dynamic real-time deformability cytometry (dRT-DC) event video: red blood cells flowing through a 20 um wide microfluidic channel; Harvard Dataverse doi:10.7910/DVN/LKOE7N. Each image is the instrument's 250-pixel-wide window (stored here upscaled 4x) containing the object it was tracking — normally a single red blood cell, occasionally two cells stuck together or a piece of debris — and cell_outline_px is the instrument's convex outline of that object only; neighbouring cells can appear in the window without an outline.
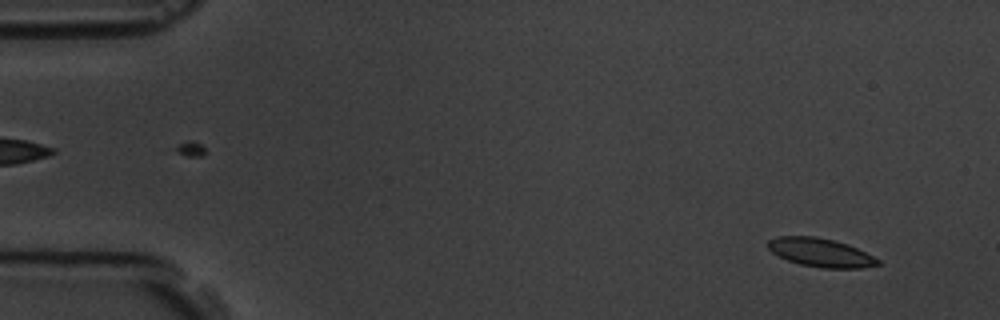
{"species": "common noctule bat (a hibernating species)", "species_latin": "Nyctalus noctula", "temperature_condition": "room temperature", "stored_images_in_passage": 57, "camera_frame_rate_fps": 3000, "um_per_image_px": 0.085, "animal": {"sex": "male", "body_mass_g": 19.5, "forearm_length_mm": 54.6}, "frame": {"image": 1, "passage_image": 4, "time_ms": 1.0, "image_size_px": [1000, 320], "cell_outline_px": [[880, 264], [860, 268], [824, 268], [800, 264], [788, 260], [772, 252], [768, 248], [768, 240], [776, 236], [816, 236], [848, 244], [880, 260]], "centroid_in_image_um": [69.73, 21.46], "position_along_channel_um": 15.3, "area_um2": 18.09}}
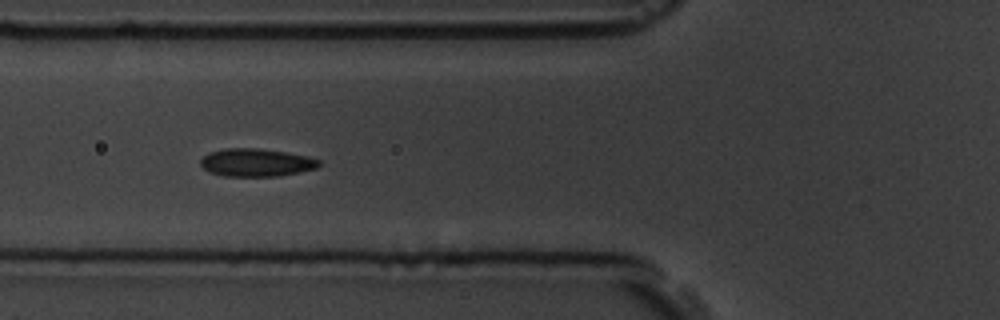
{"frame": {"image": 2, "passage_image": 21, "time_ms": 6.667, "image_size_px": [1000, 320], "cell_outline_px": [[320, 164], [316, 168], [300, 172], [280, 176], [224, 176], [208, 172], [200, 164], [200, 160], [208, 152], [224, 148], [260, 148], [308, 156], [320, 160]], "centroid_in_image_um": [21.76, 13.81], "position_along_channel_um": 104.0, "area_um2": 19.36}}
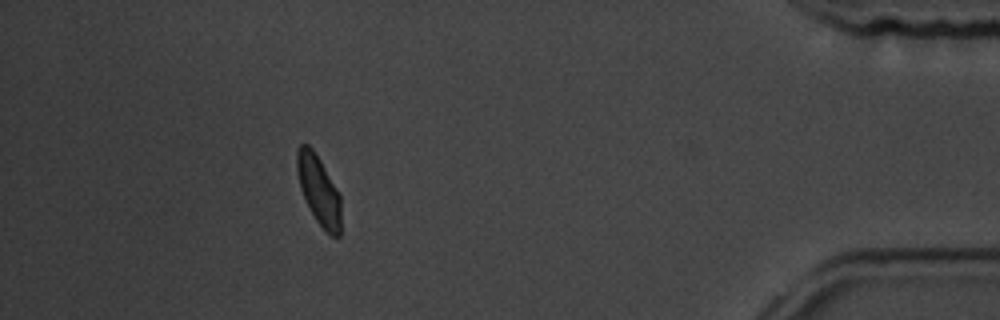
{"frame": {"image": 3, "passage_image": 51, "time_ms": 16.667, "image_size_px": [1000, 320], "cell_outline_px": [[340, 236], [332, 236], [316, 220], [300, 188], [296, 168], [296, 152], [300, 144], [308, 144], [312, 148], [320, 160], [340, 196]], "centroid_in_image_um": [27.07, 16.12], "position_along_channel_um": 408.1, "area_um2": 17.28}, "authors_computed_cell_mechanics": {"area_um2": 18.6116, "velocity_mm_per_s": 3.5757, "shape_relaxation_time_tau1_ms": 2.8099, "shape_relaxation_time_tau2_ms": 1.121, "deformation_change_tau1": 0.0799, "deformation_change_tau2": 0.0591}}